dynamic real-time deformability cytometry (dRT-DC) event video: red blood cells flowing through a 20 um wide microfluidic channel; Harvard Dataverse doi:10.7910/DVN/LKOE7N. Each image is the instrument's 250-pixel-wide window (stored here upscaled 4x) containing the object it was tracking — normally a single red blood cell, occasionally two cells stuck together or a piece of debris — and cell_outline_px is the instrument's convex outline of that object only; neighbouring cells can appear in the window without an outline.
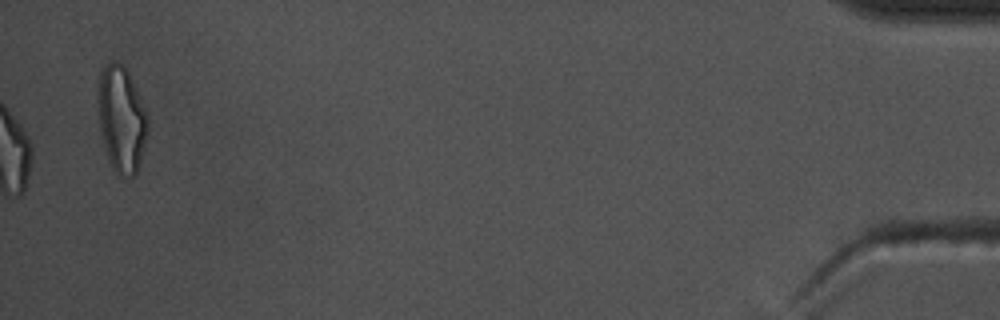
{"species": "common noctule bat (a hibernating species)", "species_latin": "Nyctalus noctula", "temperature_condition": "warm", "stored_images_in_passage": 56, "camera_frame_rate_fps": 3000, "um_per_image_px": 0.085, "animal": {"sex": "male", "body_mass_g": 17.5, "forearm_length_mm": 52.3}, "frame": {"image": 1, "passage_image": 56, "time_ms": 18.333, "image_size_px": [1000, 320], "cell_outline_px": [[148, 132], [140, 160], [136, 172], [132, 176], [120, 180], [112, 168], [104, 144], [100, 128], [96, 100], [96, 88], [100, 72], [108, 64], [120, 64], [128, 72], [144, 108], [148, 120]], "centroid_in_image_um": [10.29, 10.18], "position_along_channel_um": 424.9, "area_um2": 30.58}, "authors_computed_cell_mechanics": {"area_um2": 19.0162, "velocity_mm_per_s": 3.6922, "shape_relaxation_time_tau1_ms": 6.712, "shape_relaxation_time_tau2_ms": 4.1787, "deformation_change_tau1": 0.1479, "deformation_change_tau2": 0.089}}